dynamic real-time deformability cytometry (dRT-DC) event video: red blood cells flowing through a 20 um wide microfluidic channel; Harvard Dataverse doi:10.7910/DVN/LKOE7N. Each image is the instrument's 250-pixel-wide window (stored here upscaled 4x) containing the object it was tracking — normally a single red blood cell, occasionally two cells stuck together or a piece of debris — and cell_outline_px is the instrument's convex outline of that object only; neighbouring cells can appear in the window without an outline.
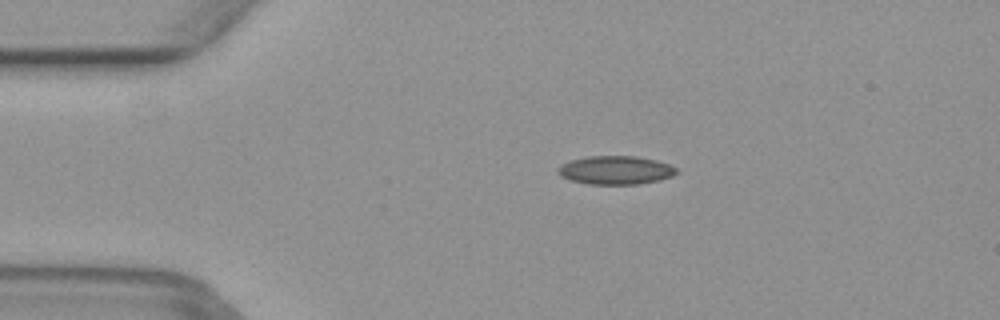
{"species": "common noctule bat (a hibernating species)", "species_latin": "Nyctalus noctula", "temperature_condition": "warm", "stored_images_in_passage": 8, "camera_frame_rate_fps": 3000, "um_per_image_px": 0.085, "animal": {"sex": "female", "body_mass_g": 29.2, "forearm_length_mm": 56.3}, "frame": {"image": 1, "passage_image": 1, "time_ms": 0.0, "image_size_px": [1000, 320], "cell_outline_px": [[680, 172], [672, 176], [660, 180], [636, 184], [588, 184], [572, 180], [556, 172], [560, 164], [572, 160], [588, 156], [636, 156], [656, 160], [668, 164], [676, 168]], "centroid_in_image_um": [52.35, 14.46], "position_along_channel_um": 32.6, "area_um2": 19.59}}